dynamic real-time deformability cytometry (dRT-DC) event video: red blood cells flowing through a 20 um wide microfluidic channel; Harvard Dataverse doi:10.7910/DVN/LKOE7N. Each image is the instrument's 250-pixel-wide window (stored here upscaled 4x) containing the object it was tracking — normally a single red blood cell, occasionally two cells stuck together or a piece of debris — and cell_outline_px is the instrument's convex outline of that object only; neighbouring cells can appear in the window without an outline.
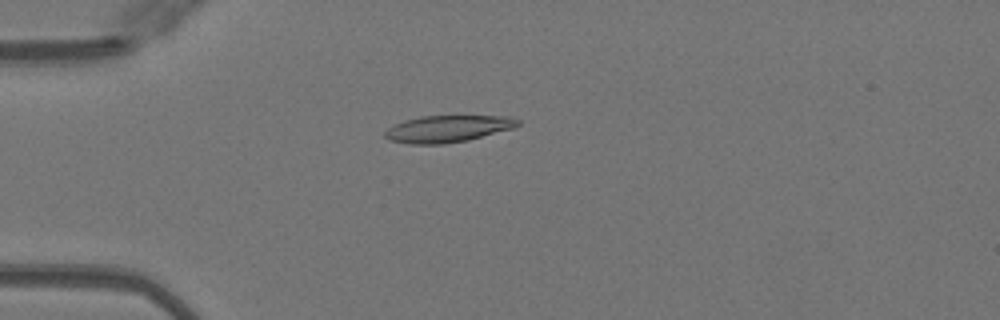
{"species": "Egyptian fruit bat (a non-hibernating species)", "species_latin": "Rousettus aegyptiacus", "temperature_condition": "warm", "stored_images_in_passage": 50, "camera_frame_rate_fps": 3000, "um_per_image_px": 0.085, "animal": {"sex": "female"}, "frame": {"image": 1, "passage_image": 14, "time_ms": 4.333, "image_size_px": [1000, 320], "cell_outline_px": [[520, 124], [512, 128], [468, 140], [444, 144], [412, 144], [388, 140], [384, 136], [384, 132], [388, 128], [404, 120], [420, 116], [508, 116], [520, 120]], "centroid_in_image_um": [38.03, 10.94], "position_along_channel_um": 47.0, "area_um2": 20.69}}
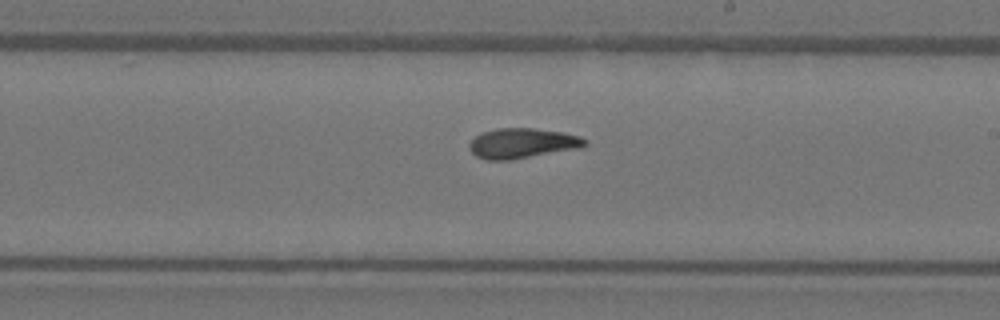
{"frame": {"image": 2, "passage_image": 30, "time_ms": 9.667, "image_size_px": [1000, 320], "cell_outline_px": [[588, 144], [580, 148], [512, 160], [488, 160], [476, 156], [468, 148], [468, 144], [480, 132], [496, 128], [532, 128], [564, 132], [580, 136], [588, 140]], "centroid_in_image_um": [44.4, 12.17], "position_along_channel_um": 244.6, "area_um2": 20.52}}
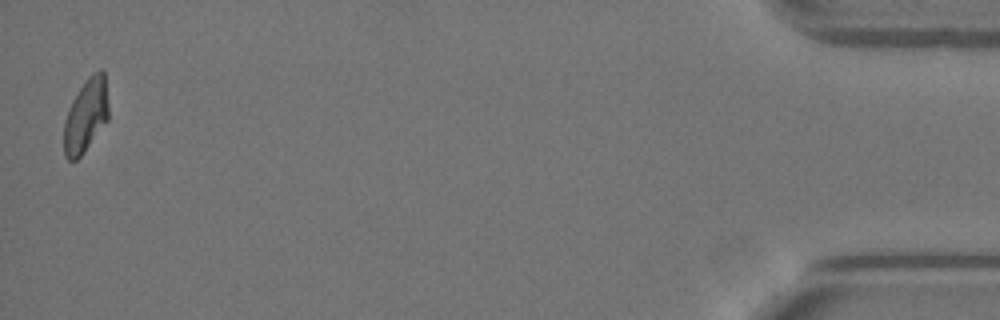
{"frame": {"image": 3, "passage_image": 50, "time_ms": 16.333, "image_size_px": [1000, 320], "cell_outline_px": [[108, 120], [84, 152], [76, 160], [68, 160], [64, 156], [64, 124], [68, 108], [72, 100], [88, 76], [92, 72], [100, 68], [104, 72], [108, 104]], "centroid_in_image_um": [7.3, 9.81], "position_along_channel_um": 427.9, "area_um2": 19.13}, "authors_computed_cell_mechanics": {"area_um2": 20.3167, "velocity_mm_per_s": 4.0727, "shape_relaxation_time_tau1_ms": 6.7487, "shape_relaxation_time_tau2_ms": 2.962, "deformation_change_tau1": 0.2262, "deformation_change_tau2": 0.1047}}